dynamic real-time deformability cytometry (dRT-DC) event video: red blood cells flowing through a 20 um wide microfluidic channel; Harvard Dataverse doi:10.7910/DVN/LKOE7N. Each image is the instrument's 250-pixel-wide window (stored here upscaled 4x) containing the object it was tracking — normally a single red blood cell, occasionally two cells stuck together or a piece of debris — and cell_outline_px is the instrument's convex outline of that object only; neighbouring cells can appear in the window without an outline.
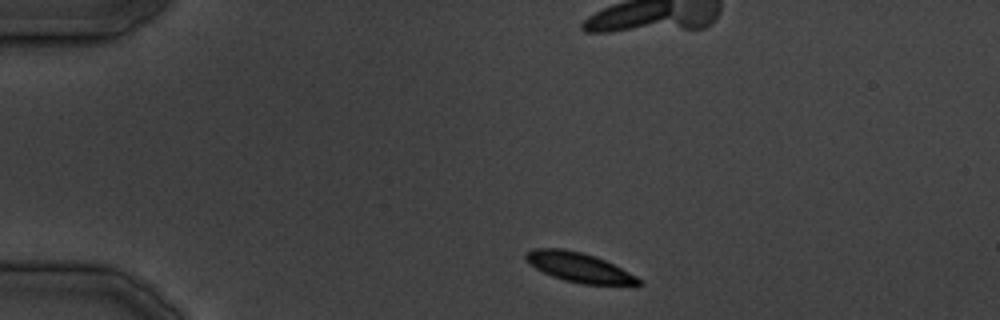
{"species": "common noctule bat (a hibernating species)", "species_latin": "Nyctalus noctula", "temperature_condition": "cold", "stored_images_in_passage": 31, "camera_frame_rate_fps": 3000, "um_per_image_px": 0.085, "animal": {"sex": "male", "body_mass_g": 19.5, "forearm_length_mm": 54.6}, "frame": {"image": 1, "passage_image": 1, "time_ms": 0.0, "image_size_px": [1000, 320], "cell_outline_px": [[644, 284], [580, 284], [564, 280], [552, 276], [536, 268], [524, 260], [524, 256], [532, 248], [564, 248], [596, 256], [644, 280]], "centroid_in_image_um": [49.19, 22.71], "position_along_channel_um": 35.8, "area_um2": 19.25}}